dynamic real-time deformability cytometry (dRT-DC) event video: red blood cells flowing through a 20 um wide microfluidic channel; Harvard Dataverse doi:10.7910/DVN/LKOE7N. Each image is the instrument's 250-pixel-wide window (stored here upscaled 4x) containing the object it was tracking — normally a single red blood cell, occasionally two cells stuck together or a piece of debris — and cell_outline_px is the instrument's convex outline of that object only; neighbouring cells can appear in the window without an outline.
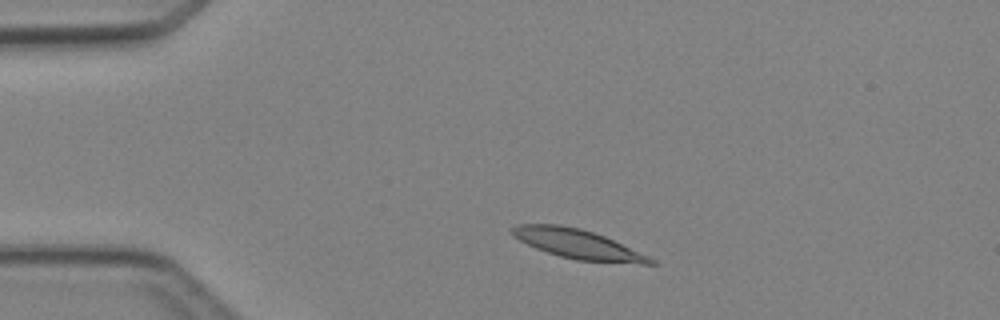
{"species": "Egyptian fruit bat (a non-hibernating species)", "species_latin": "Rousettus aegyptiacus", "temperature_condition": "cold", "stored_images_in_passage": 3, "camera_frame_rate_fps": 3000, "um_per_image_px": 0.085, "animal": {"sex": "female"}, "frame": {"image": 1, "passage_image": 2, "time_ms": 1.333, "image_size_px": [1000, 320], "cell_outline_px": [[660, 264], [640, 264], [576, 260], [560, 256], [536, 248], [512, 236], [508, 232], [508, 228], [516, 224], [560, 224], [580, 228], [604, 236], [648, 256], [656, 260]], "centroid_in_image_um": [49.07, 20.74], "position_along_channel_um": 35.9, "area_um2": 23.7}}